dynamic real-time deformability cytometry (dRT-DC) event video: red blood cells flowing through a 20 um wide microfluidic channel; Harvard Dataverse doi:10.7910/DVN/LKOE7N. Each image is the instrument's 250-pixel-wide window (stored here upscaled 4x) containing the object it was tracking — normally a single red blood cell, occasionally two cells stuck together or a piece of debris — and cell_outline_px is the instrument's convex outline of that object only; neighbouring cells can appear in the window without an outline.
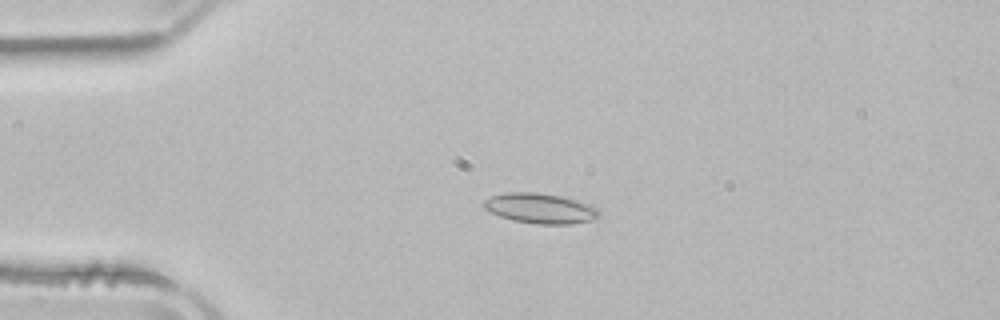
{"species": "common noctule bat (a hibernating species)", "species_latin": "Nyctalus noctula", "temperature_condition": "room temperature", "stored_images_in_passage": 4, "camera_frame_rate_fps": 3000, "um_per_image_px": 0.085, "animal": {"sex": "male", "body_mass_g": 21.5, "forearm_length_mm": 52.0}, "frame": {"image": 1, "passage_image": 3, "time_ms": 2.667, "image_size_px": [1000, 320], "cell_outline_px": [[600, 216], [588, 220], [572, 224], [536, 224], [512, 220], [500, 216], [484, 208], [484, 200], [492, 196], [508, 192], [536, 192], [560, 196], [588, 204], [596, 208], [600, 212]], "centroid_in_image_um": [45.9, 17.71], "position_along_channel_um": 39.1, "area_um2": 19.94}}
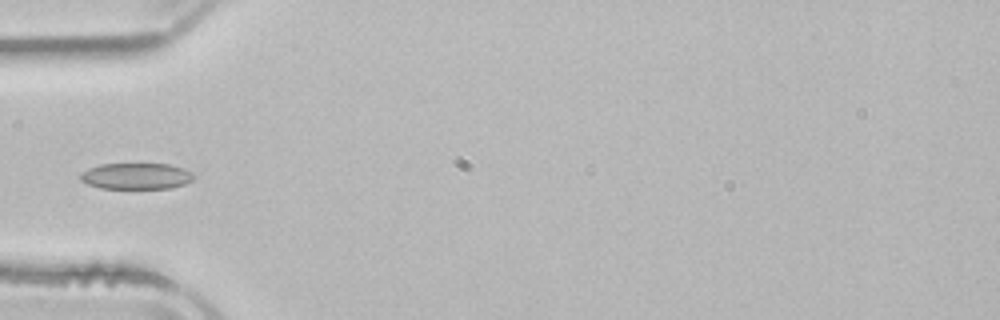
{"frame": {"image": 2, "passage_image": 4, "time_ms": 4.333, "image_size_px": [1000, 320], "cell_outline_px": [[196, 176], [192, 180], [184, 184], [172, 188], [100, 188], [88, 184], [80, 180], [80, 172], [88, 168], [100, 164], [168, 164], [184, 168], [192, 172]], "centroid_in_image_um": [11.58, 14.96], "position_along_channel_um": 73.4, "area_um2": 17.4}}